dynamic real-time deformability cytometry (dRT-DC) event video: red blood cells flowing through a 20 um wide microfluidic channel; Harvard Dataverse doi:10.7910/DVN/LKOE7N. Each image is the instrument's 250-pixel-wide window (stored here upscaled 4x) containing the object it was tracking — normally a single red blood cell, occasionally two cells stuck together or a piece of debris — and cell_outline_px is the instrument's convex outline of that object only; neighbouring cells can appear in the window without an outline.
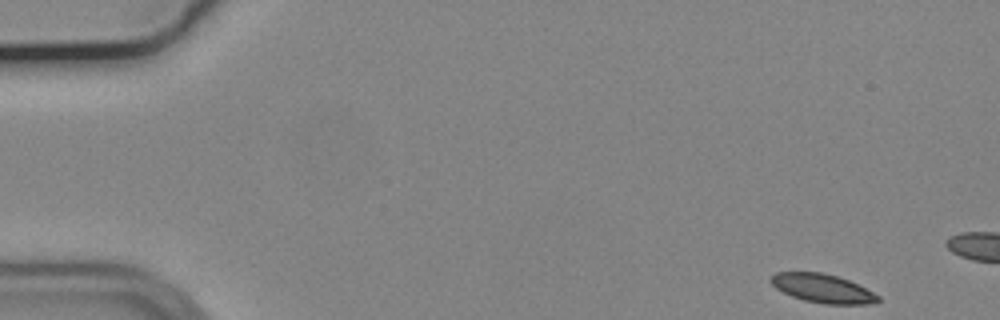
{"species": "common noctule bat (a hibernating species)", "species_latin": "Nyctalus noctula", "temperature_condition": "cold", "stored_images_in_passage": 9, "camera_frame_rate_fps": 3000, "um_per_image_px": 0.085, "animal": {"sex": "male", "body_mass_g": 19.2, "forearm_length_mm": 51.8}, "frame": {"image": 1, "passage_image": 1, "time_ms": 0.0, "image_size_px": [1000, 320], "cell_outline_px": [[880, 300], [868, 304], [824, 304], [804, 300], [792, 296], [776, 288], [768, 280], [776, 272], [820, 272], [836, 276], [848, 280], [880, 296]], "centroid_in_image_um": [69.89, 24.51], "position_along_channel_um": 15.1, "area_um2": 17.69}}